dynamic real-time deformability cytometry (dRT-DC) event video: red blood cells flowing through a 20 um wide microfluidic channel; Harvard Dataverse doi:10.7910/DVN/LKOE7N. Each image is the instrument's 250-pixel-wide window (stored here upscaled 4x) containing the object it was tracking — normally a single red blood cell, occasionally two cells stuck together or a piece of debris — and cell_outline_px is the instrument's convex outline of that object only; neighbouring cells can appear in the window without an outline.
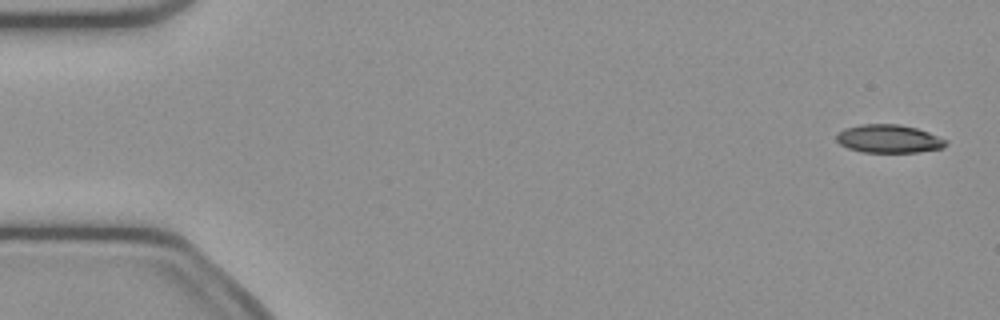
{"species": "common noctule bat (a hibernating species)", "species_latin": "Nyctalus noctula", "temperature_condition": "cold", "stored_images_in_passage": 4, "camera_frame_rate_fps": 3000, "um_per_image_px": 0.085, "animal": {"sex": "female", "body_mass_g": 21.9}, "frame": {"image": 1, "passage_image": 1, "time_ms": 0.0, "image_size_px": [1000, 320], "cell_outline_px": [[948, 144], [944, 148], [920, 152], [860, 152], [848, 148], [840, 144], [836, 140], [836, 132], [844, 128], [860, 124], [900, 124], [916, 128], [928, 132], [948, 140]], "centroid_in_image_um": [75.54, 11.79], "position_along_channel_um": 9.5, "area_um2": 18.26}}
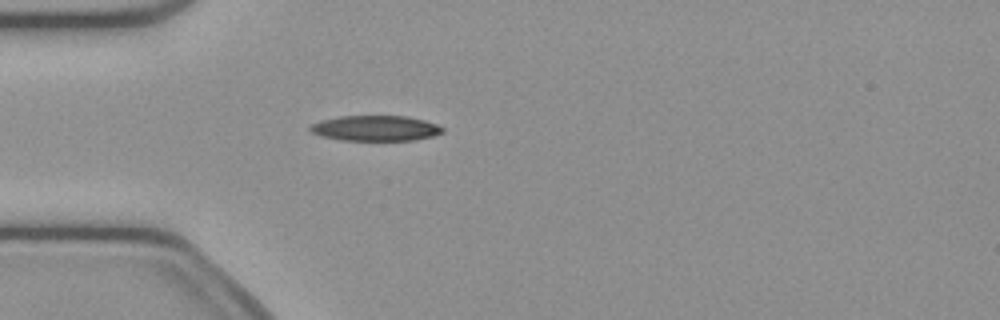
{"frame": {"image": 2, "passage_image": 4, "time_ms": 4.333, "image_size_px": [1000, 320], "cell_outline_px": [[444, 132], [432, 136], [416, 140], [344, 140], [320, 136], [312, 132], [308, 128], [312, 124], [320, 120], [340, 116], [408, 116], [424, 120], [436, 124], [444, 128]], "centroid_in_image_um": [31.92, 10.89], "position_along_channel_um": 53.1, "area_um2": 19.59}}